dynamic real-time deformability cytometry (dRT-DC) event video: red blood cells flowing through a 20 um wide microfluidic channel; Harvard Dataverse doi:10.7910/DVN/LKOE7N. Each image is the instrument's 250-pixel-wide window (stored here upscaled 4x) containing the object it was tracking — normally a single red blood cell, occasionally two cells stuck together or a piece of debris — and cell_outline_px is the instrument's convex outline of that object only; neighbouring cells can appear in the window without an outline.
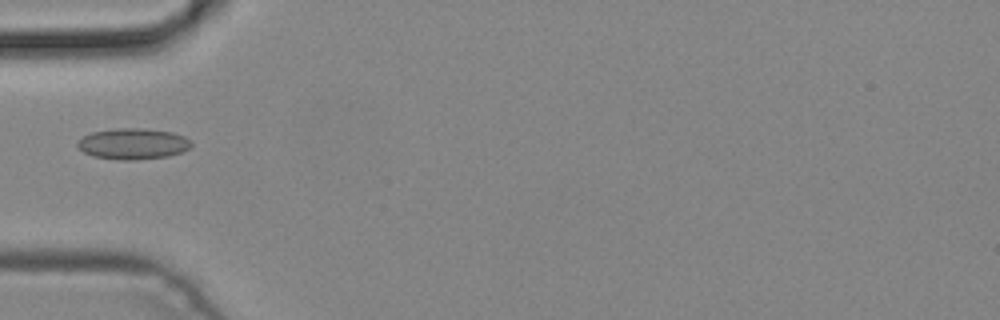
{"species": "common noctule bat (a hibernating species)", "species_latin": "Nyctalus noctula", "temperature_condition": "cold", "stored_images_in_passage": 5, "camera_frame_rate_fps": 3000, "um_per_image_px": 0.085, "animal": {"sex": "male", "body_mass_g": 19.2, "forearm_length_mm": 51.8}, "frame": {"image": 1, "passage_image": 5, "time_ms": 1.333, "image_size_px": [1000, 320], "cell_outline_px": [[192, 144], [188, 148], [180, 152], [168, 156], [136, 160], [116, 160], [92, 156], [84, 152], [76, 144], [84, 136], [92, 132], [116, 128], [144, 128], [172, 132], [184, 136], [192, 140]], "centroid_in_image_um": [11.31, 12.22], "position_along_channel_um": 73.7, "area_um2": 20.58}}